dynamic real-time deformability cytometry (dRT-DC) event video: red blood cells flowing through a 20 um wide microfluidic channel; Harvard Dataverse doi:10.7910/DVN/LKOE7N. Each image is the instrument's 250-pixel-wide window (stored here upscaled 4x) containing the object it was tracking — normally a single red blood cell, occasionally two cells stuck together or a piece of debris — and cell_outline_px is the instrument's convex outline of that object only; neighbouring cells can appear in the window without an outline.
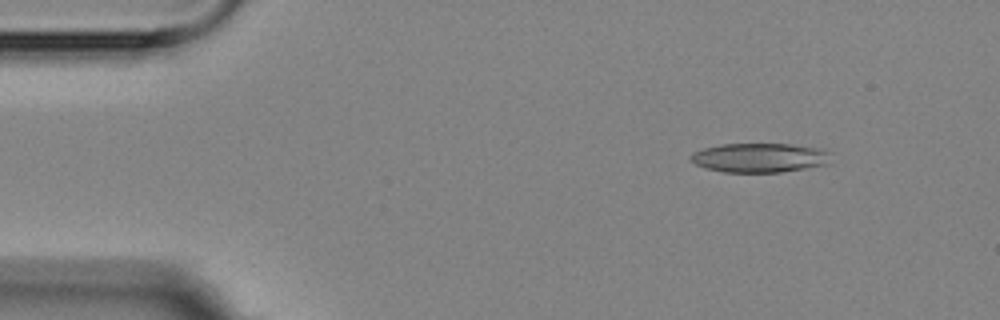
{"species": "Egyptian fruit bat (a non-hibernating species)", "species_latin": "Rousettus aegyptiacus", "temperature_condition": "room temperature", "stored_images_in_passage": 5, "segment_of_instrument_passage": [1, 2], "camera_frame_rate_fps": 3000, "um_per_image_px": 0.085, "animal": {"sex": "female"}, "frame": {"image": 1, "passage_image": 2, "time_ms": 1.0, "image_size_px": [1000, 320], "cell_outline_px": [[828, 152], [824, 164], [804, 168], [780, 172], [724, 172], [704, 168], [696, 164], [692, 160], [692, 152], [704, 148], [720, 144], [792, 144], [824, 148]], "centroid_in_image_um": [64.51, 13.39], "position_along_channel_um": 20.5, "area_um2": 23.58}}
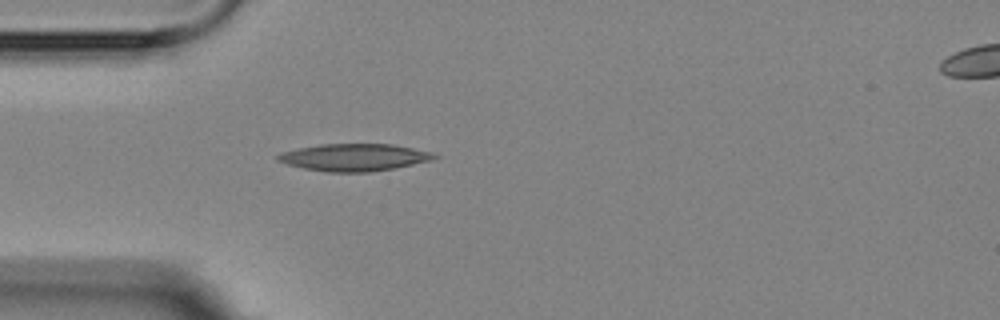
{"frame": {"image": 2, "passage_image": 4, "time_ms": 4.0, "image_size_px": [1000, 320], "cell_outline_px": [[440, 156], [432, 160], [372, 172], [324, 172], [304, 168], [288, 164], [276, 160], [276, 156], [280, 152], [320, 144], [392, 144], [432, 152]], "centroid_in_image_um": [30.09, 13.37], "position_along_channel_um": 54.9, "area_um2": 24.74}}